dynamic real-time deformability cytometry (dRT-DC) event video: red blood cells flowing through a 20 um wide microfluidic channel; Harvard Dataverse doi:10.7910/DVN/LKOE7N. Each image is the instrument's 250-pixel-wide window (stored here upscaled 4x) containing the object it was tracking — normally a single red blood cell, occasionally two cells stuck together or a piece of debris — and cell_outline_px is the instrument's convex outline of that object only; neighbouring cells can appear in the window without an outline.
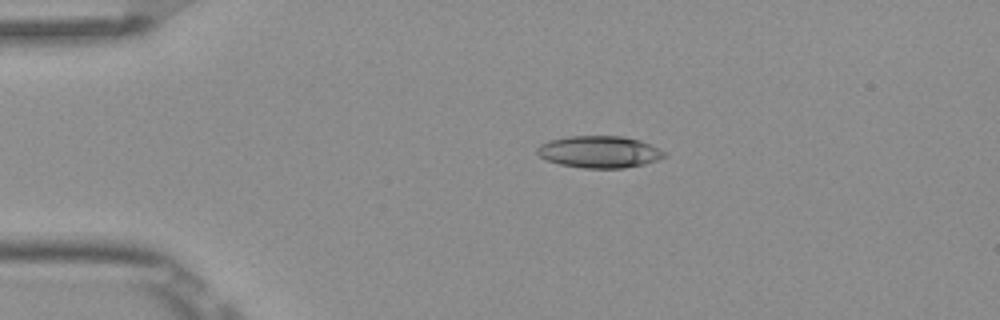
{"species": "Egyptian fruit bat (a non-hibernating species)", "species_latin": "Rousettus aegyptiacus", "temperature_condition": "room temperature", "stored_images_in_passage": 4, "camera_frame_rate_fps": 3000, "um_per_image_px": 0.085, "frame": {"image": 1, "passage_image": 3, "time_ms": 0.667, "image_size_px": [1000, 320], "cell_outline_px": [[668, 156], [644, 164], [624, 168], [584, 168], [560, 164], [548, 160], [540, 156], [536, 152], [536, 148], [540, 144], [548, 140], [568, 136], [624, 136], [640, 140], [664, 152]], "centroid_in_image_um": [50.92, 12.9], "position_along_channel_um": 34.1, "area_um2": 23.58}}
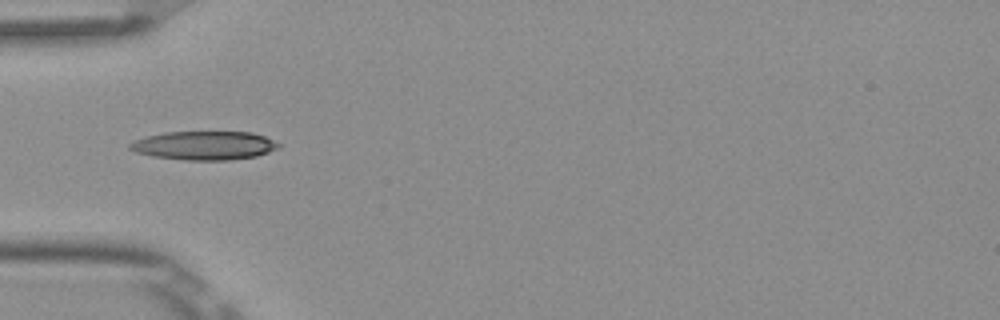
{"frame": {"image": 2, "passage_image": 4, "time_ms": 1.0, "image_size_px": [1000, 320], "cell_outline_px": [[280, 148], [256, 156], [228, 160], [184, 160], [152, 156], [136, 152], [128, 148], [128, 144], [136, 140], [148, 136], [164, 132], [252, 132], [264, 136], [280, 144]], "centroid_in_image_um": [17.36, 12.37], "position_along_channel_um": 67.6, "area_um2": 24.8}}